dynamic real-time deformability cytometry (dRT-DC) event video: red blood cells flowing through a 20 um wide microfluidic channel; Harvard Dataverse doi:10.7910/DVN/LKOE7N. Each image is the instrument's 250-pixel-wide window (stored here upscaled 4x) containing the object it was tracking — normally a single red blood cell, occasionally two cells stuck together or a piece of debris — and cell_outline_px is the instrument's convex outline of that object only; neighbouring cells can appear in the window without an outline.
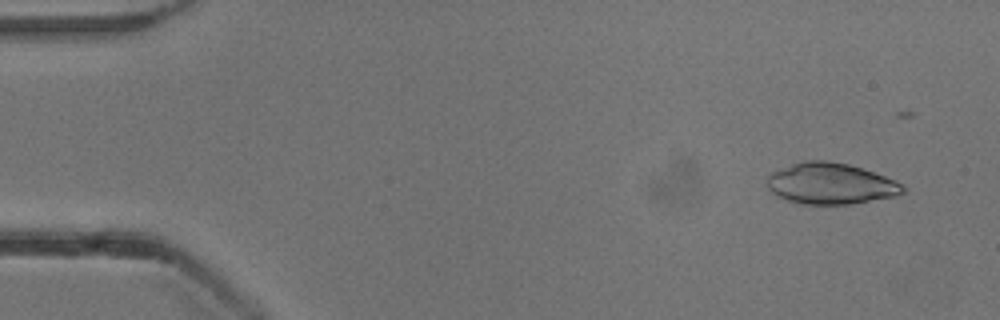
{"species": "common noctule bat (a hibernating species)", "species_latin": "Nyctalus noctula", "temperature_condition": "cold", "stored_images_in_passage": 49, "camera_frame_rate_fps": 3000, "um_per_image_px": 0.085, "animal": {"sex": "male", "body_mass_g": 13.3}, "frame": {"image": 1, "passage_image": 4, "time_ms": 1.0, "image_size_px": [1000, 320], "cell_outline_px": [[904, 192], [896, 196], [848, 204], [800, 204], [776, 196], [768, 188], [768, 176], [772, 172], [792, 164], [804, 160], [828, 160], [848, 164], [896, 180], [904, 184]], "centroid_in_image_um": [70.6, 15.61], "position_along_channel_um": 14.4, "area_um2": 32.43}}
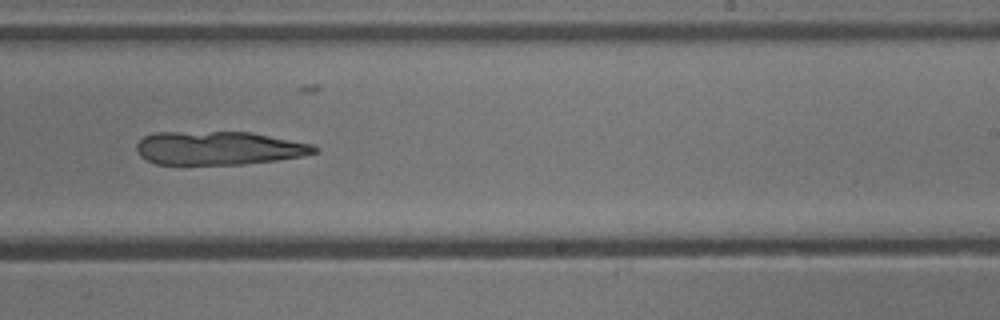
{"frame": {"image": 2, "passage_image": 33, "time_ms": 10.667, "image_size_px": [1000, 320], "cell_outline_px": [[320, 148], [316, 152], [304, 156], [276, 160], [240, 164], [156, 164], [140, 156], [136, 152], [136, 144], [144, 136], [152, 132], [252, 132], [312, 144]], "centroid_in_image_um": [18.58, 12.58], "position_along_channel_um": 270.4, "area_um2": 34.8}}
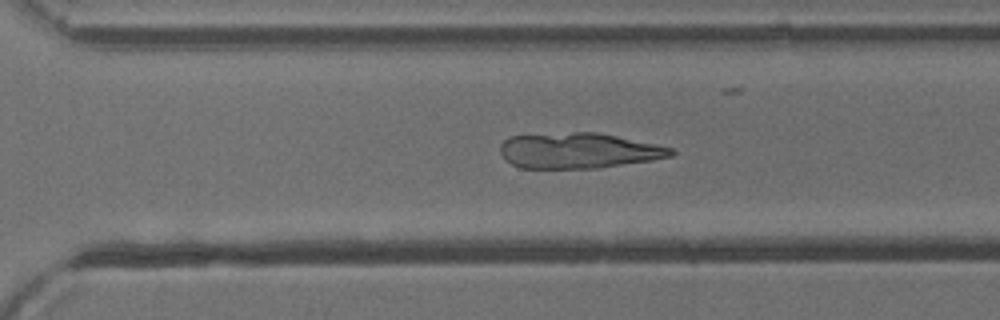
{"frame": {"image": 3, "passage_image": 37, "time_ms": 12.0, "image_size_px": [1000, 320], "cell_outline_px": [[676, 152], [672, 156], [652, 160], [600, 168], [520, 168], [512, 164], [500, 152], [500, 144], [508, 136], [576, 132], [596, 132], [616, 136], [672, 148]], "centroid_in_image_um": [49.17, 12.81], "position_along_channel_um": 321.4, "area_um2": 35.14}}